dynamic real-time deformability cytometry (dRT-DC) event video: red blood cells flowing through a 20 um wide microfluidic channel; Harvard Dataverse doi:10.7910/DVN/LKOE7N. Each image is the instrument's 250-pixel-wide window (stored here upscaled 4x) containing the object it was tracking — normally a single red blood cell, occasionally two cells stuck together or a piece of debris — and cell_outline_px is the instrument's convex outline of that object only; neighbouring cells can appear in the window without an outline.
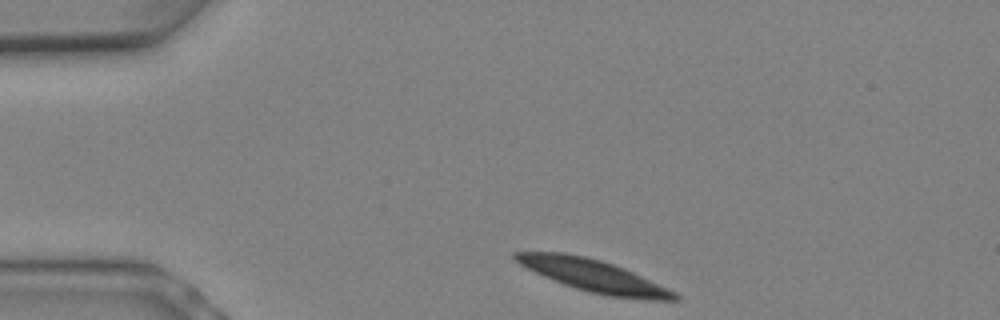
{"species": "Egyptian fruit bat (a non-hibernating species)", "species_latin": "Rousettus aegyptiacus", "temperature_condition": "warm", "stored_images_in_passage": 6, "camera_frame_rate_fps": 3000, "um_per_image_px": 0.085, "animal": {"sex": "female"}, "frame": {"image": 1, "passage_image": 1, "time_ms": 0.0, "image_size_px": [1000, 320], "cell_outline_px": [[680, 300], [652, 300], [608, 296], [588, 292], [552, 280], [520, 264], [512, 256], [512, 252], [564, 252], [584, 256], [600, 260], [624, 268], [668, 288], [676, 292], [680, 296]], "centroid_in_image_um": [50.48, 23.44], "position_along_channel_um": 34.5, "area_um2": 29.59}}
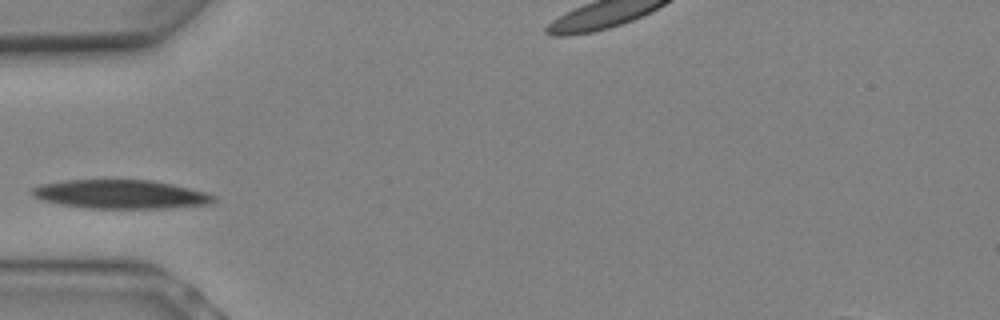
{"frame": {"image": 2, "passage_image": 4, "time_ms": 1.0, "image_size_px": [1000, 320], "cell_outline_px": [[216, 200], [212, 204], [168, 208], [88, 208], [60, 204], [40, 200], [32, 196], [28, 192], [32, 188], [40, 184], [68, 180], [152, 180], [172, 184], [204, 192], [216, 196]], "centroid_in_image_um": [10.22, 16.51], "position_along_channel_um": 74.8, "area_um2": 30.58}}